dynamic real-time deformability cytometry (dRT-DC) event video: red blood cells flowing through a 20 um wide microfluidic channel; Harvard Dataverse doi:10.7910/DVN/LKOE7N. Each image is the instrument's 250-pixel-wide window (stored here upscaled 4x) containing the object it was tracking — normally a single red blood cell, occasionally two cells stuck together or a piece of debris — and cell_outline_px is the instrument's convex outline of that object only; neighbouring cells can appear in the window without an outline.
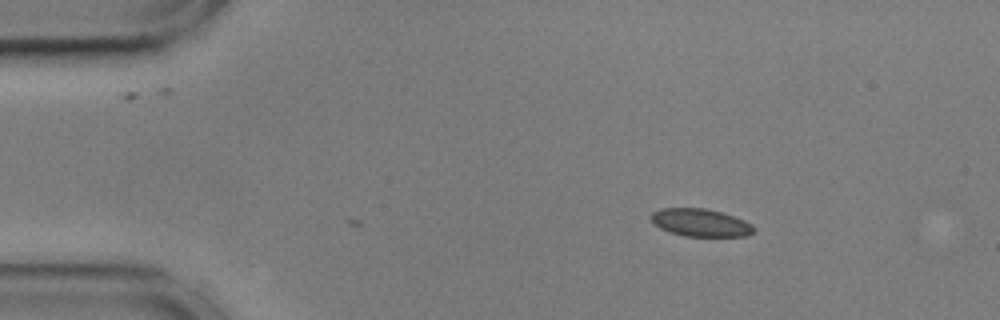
{"species": "common noctule bat (a hibernating species)", "species_latin": "Nyctalus noctula", "temperature_condition": "cold", "stored_images_in_passage": 3, "camera_frame_rate_fps": 3000, "um_per_image_px": 0.085, "animal": {"sex": "male", "body_mass_g": 17.9, "forearm_length_mm": 54.2}, "frame": {"image": 1, "passage_image": 1, "time_ms": 0.0, "image_size_px": [1000, 320], "cell_outline_px": [[756, 228], [748, 236], [684, 236], [660, 228], [652, 224], [648, 216], [652, 212], [660, 208], [704, 208], [720, 212], [744, 220], [752, 224]], "centroid_in_image_um": [59.49, 18.92], "position_along_channel_um": 25.5, "area_um2": 16.65}}